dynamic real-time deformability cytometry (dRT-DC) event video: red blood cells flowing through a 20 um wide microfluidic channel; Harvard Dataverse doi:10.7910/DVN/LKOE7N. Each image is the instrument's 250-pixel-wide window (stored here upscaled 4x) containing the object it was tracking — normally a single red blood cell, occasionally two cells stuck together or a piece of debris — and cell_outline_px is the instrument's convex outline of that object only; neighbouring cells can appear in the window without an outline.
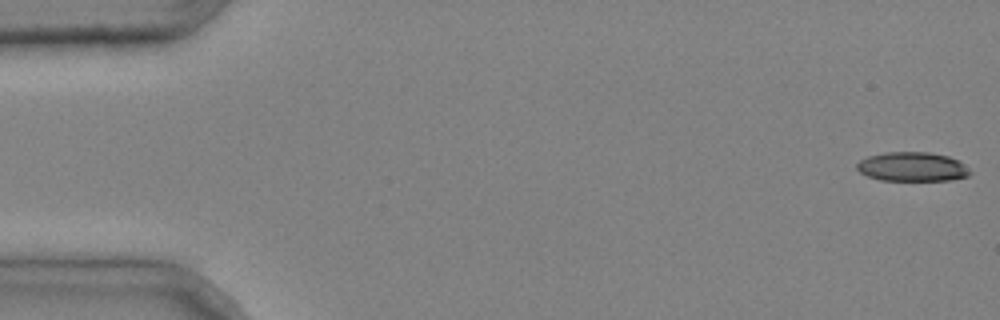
{"species": "common noctule bat (a hibernating species)", "species_latin": "Nyctalus noctula", "temperature_condition": "cold", "stored_images_in_passage": 4, "camera_frame_rate_fps": 3000, "um_per_image_px": 0.085, "animal": {"sex": "male", "body_mass_g": 20.4}, "frame": {"image": 1, "passage_image": 1, "time_ms": 0.0, "image_size_px": [1000, 320], "cell_outline_px": [[972, 172], [968, 176], [952, 180], [880, 180], [868, 176], [860, 172], [856, 168], [856, 164], [860, 160], [868, 156], [884, 152], [928, 152], [948, 156], [964, 164]], "centroid_in_image_um": [77.53, 14.17], "position_along_channel_um": 7.5, "area_um2": 19.25}}